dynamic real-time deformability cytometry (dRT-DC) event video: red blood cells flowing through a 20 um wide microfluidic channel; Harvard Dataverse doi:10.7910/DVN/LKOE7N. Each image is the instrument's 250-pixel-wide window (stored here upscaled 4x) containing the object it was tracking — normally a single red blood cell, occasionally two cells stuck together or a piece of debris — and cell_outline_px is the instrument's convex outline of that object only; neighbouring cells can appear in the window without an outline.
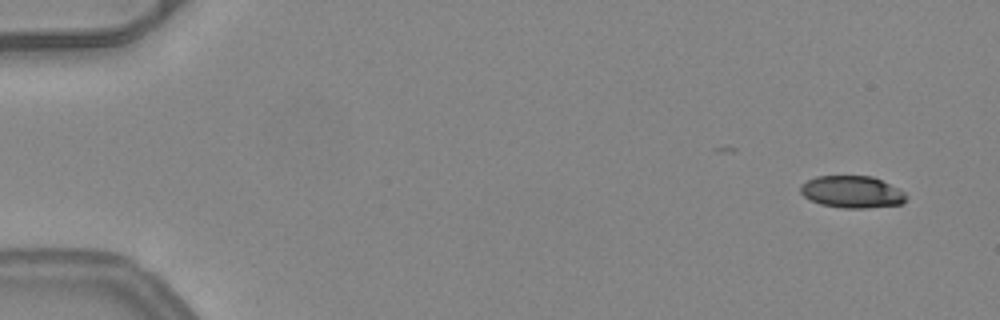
{"species": "common noctule bat (a hibernating species)", "species_latin": "Nyctalus noctula", "temperature_condition": "warm", "stored_images_in_passage": 46, "camera_frame_rate_fps": 3000, "um_per_image_px": 0.085, "animal": {"sex": "female", "body_mass_g": 24.6, "forearm_length_mm": 56.2}, "frame": {"image": 1, "passage_image": 1, "time_ms": 0.0, "image_size_px": [1000, 320], "cell_outline_px": [[908, 196], [900, 204], [868, 208], [844, 208], [820, 204], [808, 200], [800, 192], [800, 184], [816, 176], [872, 176], [904, 192]], "centroid_in_image_um": [72.37, 16.31], "position_along_channel_um": 12.6, "area_um2": 19.65}}
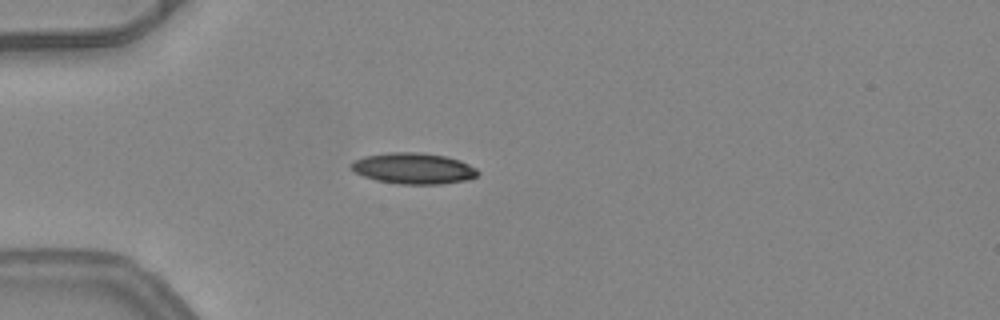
{"frame": {"image": 2, "passage_image": 13, "time_ms": 4.0, "image_size_px": [1000, 320], "cell_outline_px": [[480, 172], [476, 176], [468, 180], [440, 184], [396, 184], [376, 180], [364, 176], [356, 172], [352, 168], [352, 164], [356, 160], [364, 156], [388, 152], [420, 152], [444, 156], [460, 160], [476, 168]], "centroid_in_image_um": [35.18, 14.32], "position_along_channel_um": 49.8, "area_um2": 22.83}, "authors_computed_cell_mechanics": {"area_um2": 21.964, "velocity_mm_per_s": 4.0846, "shape_relaxation_time_tau1_ms": null, "shape_relaxation_time_tau2_ms": 2.3224, "deformation_change_tau1": null, "deformation_change_tau2": 0.0937}}